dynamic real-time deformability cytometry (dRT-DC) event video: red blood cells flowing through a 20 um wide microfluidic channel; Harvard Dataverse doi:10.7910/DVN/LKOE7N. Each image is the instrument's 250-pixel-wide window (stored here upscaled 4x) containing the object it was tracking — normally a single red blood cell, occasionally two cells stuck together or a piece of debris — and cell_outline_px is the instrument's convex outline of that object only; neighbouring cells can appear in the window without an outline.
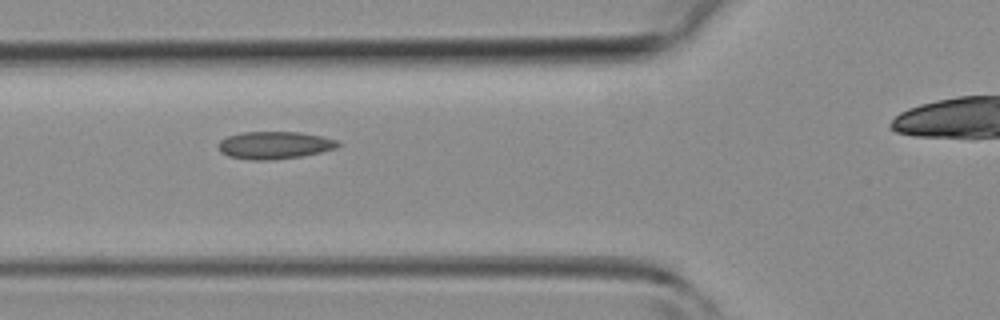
{"species": "common noctule bat (a hibernating species)", "species_latin": "Nyctalus noctula", "temperature_condition": "room temperature", "stored_images_in_passage": 6, "camera_frame_rate_fps": 3000, "um_per_image_px": 0.085, "animal": {"sex": "female", "body_mass_g": 19.3, "forearm_length_mm": 54.1}, "frame": {"image": 1, "passage_image": 3, "time_ms": 2.333, "image_size_px": [1000, 320], "cell_outline_px": [[340, 144], [336, 148], [320, 152], [300, 156], [272, 160], [248, 160], [228, 156], [220, 152], [216, 144], [220, 140], [228, 136], [240, 132], [300, 132], [320, 136], [336, 140]], "centroid_in_image_um": [23.26, 12.34], "position_along_channel_um": 102.5, "area_um2": 19.19}}